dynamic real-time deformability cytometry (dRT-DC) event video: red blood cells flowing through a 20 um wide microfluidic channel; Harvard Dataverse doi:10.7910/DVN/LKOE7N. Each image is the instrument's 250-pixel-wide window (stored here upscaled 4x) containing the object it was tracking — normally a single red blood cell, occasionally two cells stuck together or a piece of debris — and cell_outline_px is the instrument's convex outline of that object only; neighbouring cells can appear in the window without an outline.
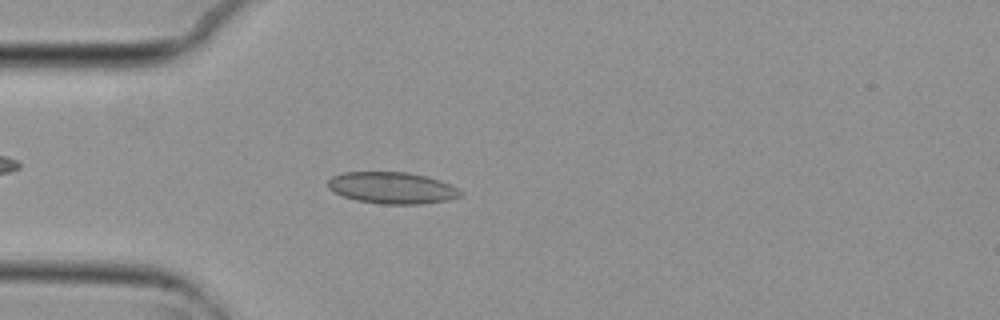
{"species": "common noctule bat (a hibernating species)", "species_latin": "Nyctalus noctula", "temperature_condition": "cold", "stored_images_in_passage": 54, "camera_frame_rate_fps": 3000, "um_per_image_px": 0.085, "animal": {"sex": "female", "body_mass_g": 29.2, "forearm_length_mm": 56.3}, "frame": {"image": 1, "passage_image": 14, "time_ms": 4.333, "image_size_px": [1000, 320], "cell_outline_px": [[464, 192], [460, 196], [448, 200], [420, 204], [380, 204], [356, 200], [332, 192], [328, 188], [328, 180], [332, 176], [344, 172], [408, 172], [428, 176], [440, 180]], "centroid_in_image_um": [33.31, 15.97], "position_along_channel_um": 51.7, "area_um2": 24.51}}
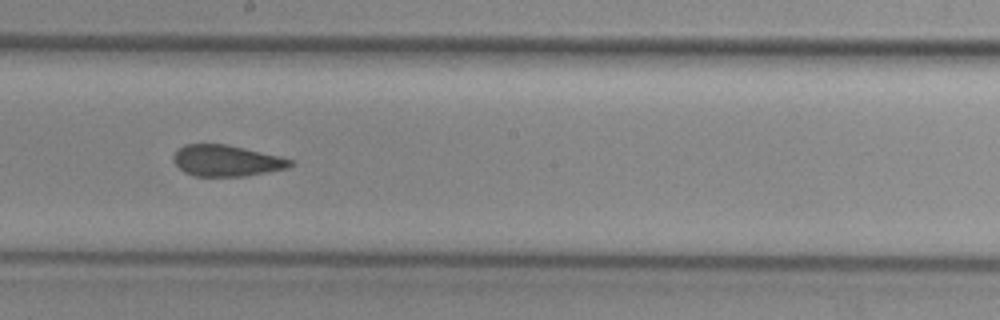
{"frame": {"image": 2, "passage_image": 29, "time_ms": 9.333, "image_size_px": [1000, 320], "cell_outline_px": [[292, 164], [288, 168], [244, 176], [196, 176], [184, 172], [172, 160], [172, 156], [184, 144], [224, 144], [244, 148], [280, 156], [292, 160]], "centroid_in_image_um": [19.23, 13.66], "position_along_channel_um": 229.0, "area_um2": 21.04}}
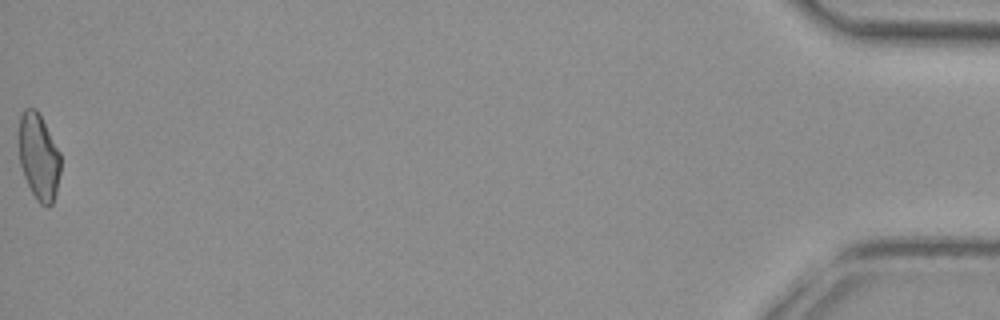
{"frame": {"image": 3, "passage_image": 54, "time_ms": 17.667, "image_size_px": [1000, 320], "cell_outline_px": [[60, 172], [56, 192], [52, 204], [48, 208], [40, 204], [36, 200], [24, 176], [20, 164], [20, 116], [24, 108], [36, 108], [60, 152]], "centroid_in_image_um": [3.31, 13.36], "position_along_channel_um": 431.9, "area_um2": 20.75}, "authors_computed_cell_mechanics": {"area_um2": 22.3397, "velocity_mm_per_s": 3.7198, "shape_relaxation_time_tau1_ms": 9.6489, "shape_relaxation_time_tau2_ms": 1.7997, "deformation_change_tau1": 0.1612, "deformation_change_tau2": 0.0766}}